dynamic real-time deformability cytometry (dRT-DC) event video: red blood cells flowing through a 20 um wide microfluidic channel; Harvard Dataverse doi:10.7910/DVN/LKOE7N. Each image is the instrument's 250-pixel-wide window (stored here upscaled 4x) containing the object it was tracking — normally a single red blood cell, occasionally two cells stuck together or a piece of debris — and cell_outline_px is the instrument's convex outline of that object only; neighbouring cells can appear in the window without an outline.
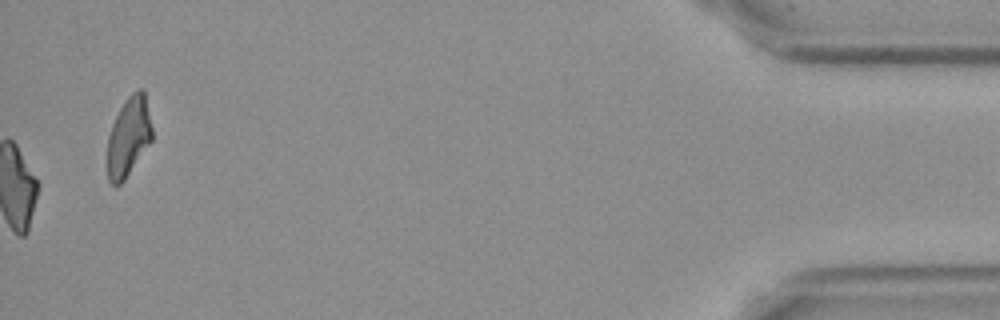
{"species": "Egyptian fruit bat (a non-hibernating species)", "species_latin": "Rousettus aegyptiacus", "temperature_condition": "cold", "stored_images_in_passage": 57, "camera_frame_rate_fps": 3000, "um_per_image_px": 0.085, "frame": {"image": 1, "passage_image": 57, "time_ms": 18.667, "image_size_px": [1000, 320], "cell_outline_px": [[152, 140], [124, 180], [120, 184], [112, 184], [108, 180], [108, 136], [112, 124], [124, 100], [132, 92], [140, 88], [144, 88], [152, 128]], "centroid_in_image_um": [10.94, 11.58], "position_along_channel_um": 424.3, "area_um2": 20.52}, "authors_computed_cell_mechanics": {"area_um2": 22.3108, "velocity_mm_per_s": 3.6475, "shape_relaxation_time_tau1_ms": 10.0761, "shape_relaxation_time_tau2_ms": 3.9011, "deformation_change_tau1": 0.2315, "deformation_change_tau2": 0.106}}